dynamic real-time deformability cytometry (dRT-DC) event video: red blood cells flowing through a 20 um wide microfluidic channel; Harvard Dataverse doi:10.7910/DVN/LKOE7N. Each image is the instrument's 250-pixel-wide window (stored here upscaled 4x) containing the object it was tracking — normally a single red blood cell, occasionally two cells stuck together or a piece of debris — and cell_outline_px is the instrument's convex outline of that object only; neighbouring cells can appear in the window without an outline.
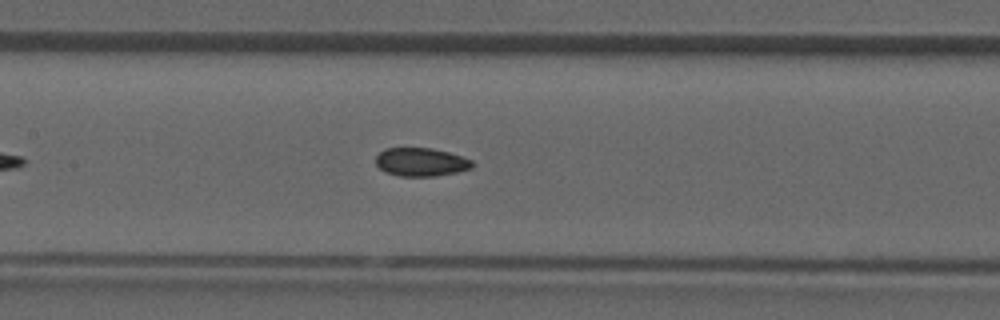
{"species": "common noctule bat (a hibernating species)", "species_latin": "Nyctalus noctula", "temperature_condition": "room temperature", "stored_images_in_passage": 25, "camera_frame_rate_fps": 3000, "um_per_image_px": 0.085, "animal": {"sex": "male", "forearm_length_mm": 52.5}, "frame": {"image": 1, "passage_image": 8, "time_ms": 2.333, "image_size_px": [1000, 320], "cell_outline_px": [[476, 164], [472, 168], [456, 172], [436, 176], [400, 176], [384, 172], [376, 164], [376, 156], [384, 148], [432, 148], [448, 152], [472, 160]], "centroid_in_image_um": [35.79, 13.77], "position_along_channel_um": 171.6, "area_um2": 16.01}}